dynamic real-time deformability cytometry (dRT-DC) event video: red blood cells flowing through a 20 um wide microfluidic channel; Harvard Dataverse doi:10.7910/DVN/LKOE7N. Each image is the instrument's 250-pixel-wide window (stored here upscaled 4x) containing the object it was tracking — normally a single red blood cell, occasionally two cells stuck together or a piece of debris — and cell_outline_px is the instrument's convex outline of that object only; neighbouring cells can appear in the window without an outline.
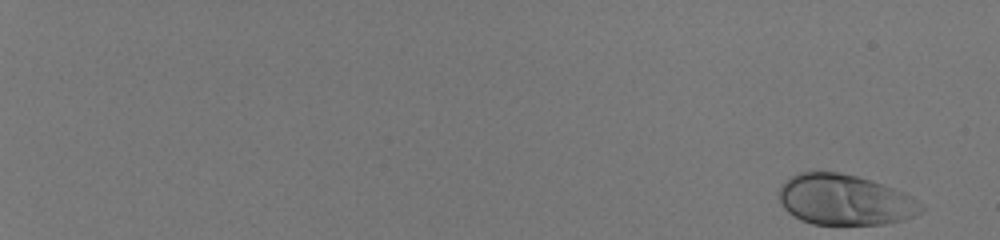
{"species": "human", "species_latin": "Homo sapiens", "temperature_condition": "room temperature", "stored_images_in_passage": 55, "camera_frame_rate_fps": 3000, "um_per_image_px": 0.085, "donor": {"sex": "male"}, "frame": {"image": 1, "passage_image": 1, "time_ms": 0.0, "image_size_px": [1000, 240], "cell_outline_px": [[924, 208], [920, 212], [912, 216], [900, 220], [884, 224], [812, 224], [800, 220], [788, 212], [784, 208], [780, 200], [780, 188], [792, 176], [800, 172], [836, 172], [856, 176], [904, 192], [912, 196]], "centroid_in_image_um": [71.79, 17.0], "position_along_channel_um": 13.2, "area_um2": 41.21}}
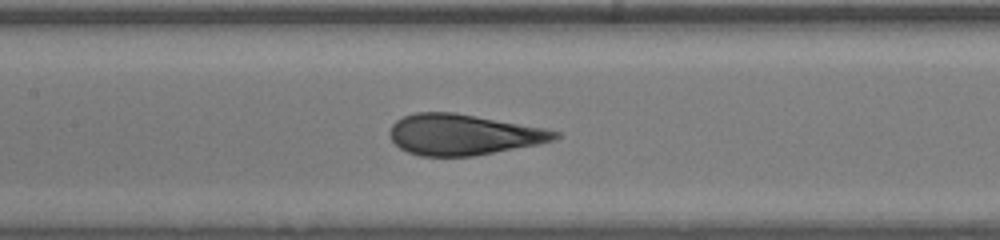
{"frame": {"image": 2, "passage_image": 32, "time_ms": 10.333, "image_size_px": [1000, 240], "cell_outline_px": [[560, 136], [552, 140], [540, 144], [472, 156], [420, 156], [408, 152], [400, 148], [392, 140], [388, 132], [392, 124], [396, 120], [404, 116], [416, 112], [456, 112], [544, 128], [560, 132]], "centroid_in_image_um": [39.35, 11.43], "position_along_channel_um": 168.0, "area_um2": 39.25}}
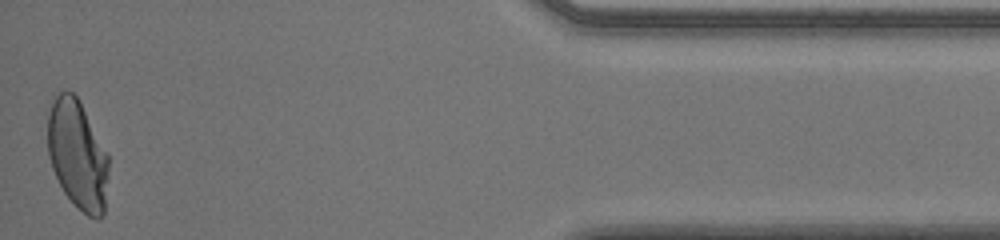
{"frame": {"image": 3, "passage_image": 55, "time_ms": 18.0, "image_size_px": [1000, 240], "cell_outline_px": [[108, 176], [104, 212], [96, 220], [88, 216], [64, 192], [52, 168], [48, 156], [48, 112], [52, 96], [60, 92], [72, 92], [80, 100], [108, 152]], "centroid_in_image_um": [6.59, 13.09], "position_along_channel_um": 428.6, "area_um2": 38.9}, "authors_computed_cell_mechanics": {"area_um2": 39.7664, "velocity_mm_per_s": 4.0523, "shape_relaxation_time_tau1_ms": 7.3319, "shape_relaxation_time_tau2_ms": null, "deformation_change_tau1": 0.2563, "deformation_change_tau2": null}}